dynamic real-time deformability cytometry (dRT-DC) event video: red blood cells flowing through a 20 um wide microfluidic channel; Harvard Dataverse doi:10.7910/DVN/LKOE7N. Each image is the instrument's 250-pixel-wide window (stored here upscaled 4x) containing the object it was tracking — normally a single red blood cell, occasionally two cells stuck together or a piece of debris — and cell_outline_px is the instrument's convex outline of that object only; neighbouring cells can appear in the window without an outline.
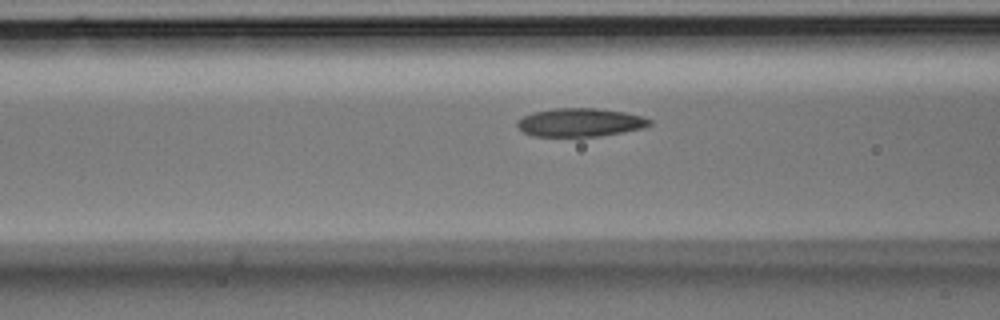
{"species": "Egyptian fruit bat (a non-hibernating species)", "species_latin": "Rousettus aegyptiacus", "temperature_condition": "room temperature", "stored_images_in_passage": 30, "camera_frame_rate_fps": 3000, "um_per_image_px": 0.085, "animal": {"sex": "male"}, "frame": {"image": 1, "passage_image": 5, "time_ms": 1.333, "image_size_px": [1000, 320], "cell_outline_px": [[652, 124], [644, 128], [600, 136], [532, 136], [524, 132], [516, 124], [516, 120], [532, 112], [556, 108], [596, 108], [624, 112], [644, 116], [652, 120]], "centroid_in_image_um": [49.33, 10.4], "position_along_channel_um": 117.3, "area_um2": 21.96}}
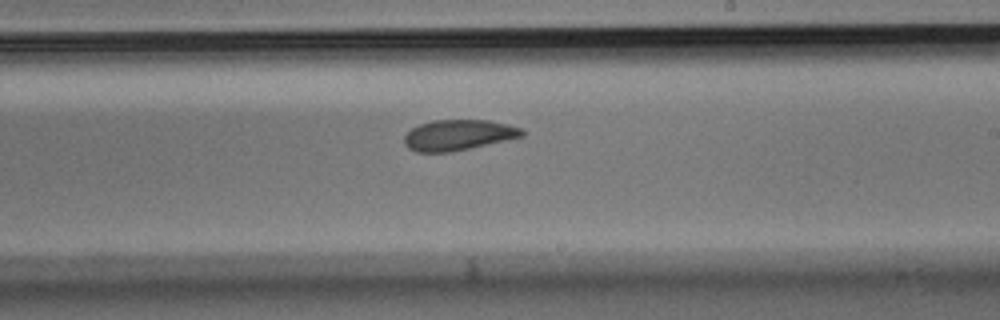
{"frame": {"image": 2, "passage_image": 15, "time_ms": 4.667, "image_size_px": [1000, 320], "cell_outline_px": [[524, 136], [508, 140], [448, 152], [416, 152], [408, 148], [404, 144], [404, 136], [412, 128], [420, 124], [432, 120], [488, 120], [508, 124], [524, 128]], "centroid_in_image_um": [38.97, 11.47], "position_along_channel_um": 250.0, "area_um2": 21.04}}
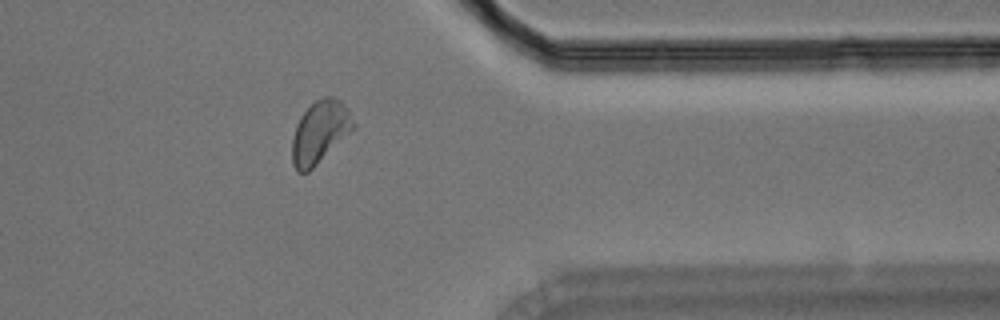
{"frame": {"image": 3, "passage_image": 26, "time_ms": 8.333, "image_size_px": [1000, 320], "cell_outline_px": [[356, 128], [352, 132], [308, 172], [296, 172], [292, 164], [292, 136], [296, 124], [300, 116], [316, 100], [324, 96], [332, 96], [340, 100], [348, 108], [356, 124]], "centroid_in_image_um": [27.21, 11.22], "position_along_channel_um": 384.2, "area_um2": 22.54}}